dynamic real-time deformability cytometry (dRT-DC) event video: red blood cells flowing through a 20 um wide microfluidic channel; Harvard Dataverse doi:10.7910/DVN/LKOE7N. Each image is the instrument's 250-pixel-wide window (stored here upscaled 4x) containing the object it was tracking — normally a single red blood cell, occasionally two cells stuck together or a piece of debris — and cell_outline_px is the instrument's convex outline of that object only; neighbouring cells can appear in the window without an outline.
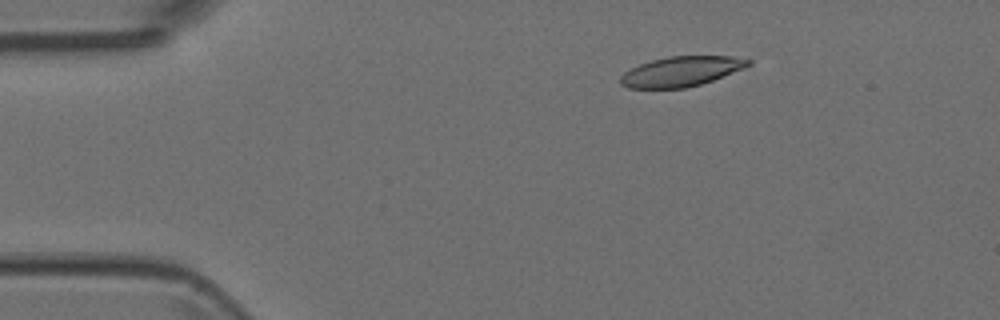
{"species": "Egyptian fruit bat (a non-hibernating species)", "species_latin": "Rousettus aegyptiacus", "temperature_condition": "room temperature", "stored_images_in_passage": 3, "camera_frame_rate_fps": 3000, "um_per_image_px": 0.085, "animal": {"sex": "female"}, "frame": {"image": 1, "passage_image": 2, "time_ms": 0.333, "image_size_px": [1000, 320], "cell_outline_px": [[752, 64], [744, 68], [712, 80], [688, 88], [628, 88], [620, 84], [620, 76], [624, 72], [640, 64], [652, 60], [668, 56], [732, 56], [752, 60]], "centroid_in_image_um": [57.9, 6.07], "position_along_channel_um": 27.1, "area_um2": 22.25}}